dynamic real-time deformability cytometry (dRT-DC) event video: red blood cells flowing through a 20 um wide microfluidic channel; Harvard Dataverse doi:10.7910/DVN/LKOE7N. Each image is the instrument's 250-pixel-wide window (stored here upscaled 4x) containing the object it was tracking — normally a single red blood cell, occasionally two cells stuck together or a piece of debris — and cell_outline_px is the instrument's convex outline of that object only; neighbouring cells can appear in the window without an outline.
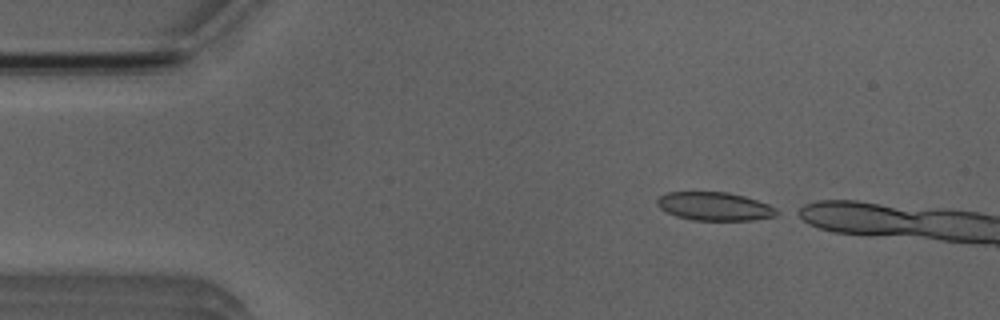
{"species": "Egyptian fruit bat (a non-hibernating species)", "species_latin": "Rousettus aegyptiacus", "temperature_condition": "room temperature", "stored_images_in_passage": 3, "camera_frame_rate_fps": 3000, "um_per_image_px": 0.085, "animal": {"sex": "male"}, "frame": {"image": 1, "passage_image": 1, "time_ms": 0.0, "image_size_px": [1000, 320], "cell_outline_px": [[776, 216], [752, 220], [692, 220], [676, 216], [660, 208], [656, 204], [656, 200], [660, 196], [668, 192], [728, 192], [744, 196], [768, 204], [776, 208]], "centroid_in_image_um": [60.71, 17.54], "position_along_channel_um": 24.3, "area_um2": 19.65}}